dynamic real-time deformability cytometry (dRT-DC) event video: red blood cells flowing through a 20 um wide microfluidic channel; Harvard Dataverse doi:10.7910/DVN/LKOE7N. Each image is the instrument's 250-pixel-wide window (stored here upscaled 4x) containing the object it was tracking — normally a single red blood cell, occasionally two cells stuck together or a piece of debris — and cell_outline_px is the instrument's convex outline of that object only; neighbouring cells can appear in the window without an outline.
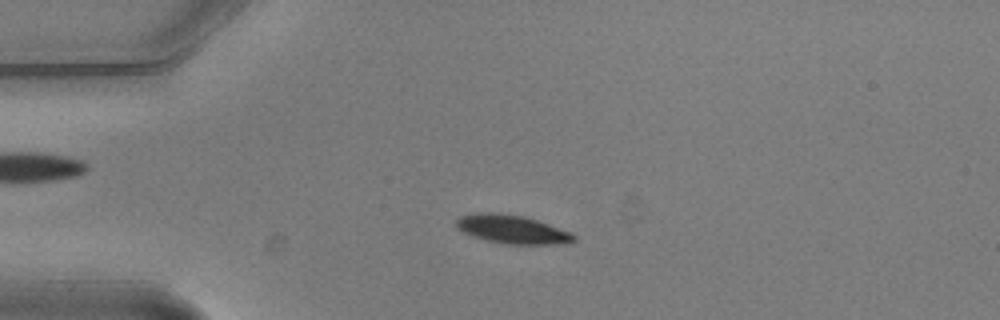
{"species": "common noctule bat (a hibernating species)", "species_latin": "Nyctalus noctula", "temperature_condition": "warm", "stored_images_in_passage": 5, "camera_frame_rate_fps": 3000, "um_per_image_px": 0.085, "animal": {"sex": "male", "body_mass_g": 20.5, "forearm_length_mm": 52.5}, "frame": {"image": 1, "passage_image": 4, "time_ms": 1.0, "image_size_px": [1000, 320], "cell_outline_px": [[576, 240], [564, 244], [508, 244], [488, 240], [472, 236], [456, 228], [456, 220], [460, 216], [476, 212], [492, 212], [524, 216], [572, 232], [576, 236]], "centroid_in_image_um": [43.54, 19.49], "position_along_channel_um": 41.5, "area_um2": 19.54}}